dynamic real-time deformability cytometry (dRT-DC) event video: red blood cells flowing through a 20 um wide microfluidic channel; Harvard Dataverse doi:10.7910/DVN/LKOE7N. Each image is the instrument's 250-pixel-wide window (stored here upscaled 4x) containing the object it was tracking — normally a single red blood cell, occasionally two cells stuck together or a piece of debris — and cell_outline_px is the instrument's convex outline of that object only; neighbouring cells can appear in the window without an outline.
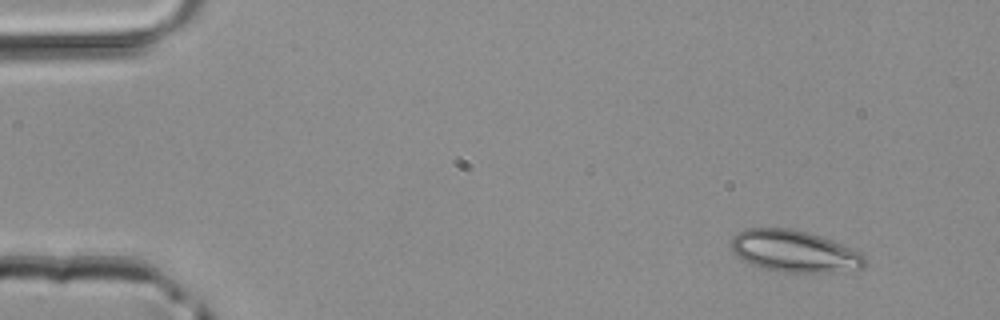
{"species": "common noctule bat (a hibernating species)", "species_latin": "Nyctalus noctula", "temperature_condition": "room temperature", "stored_images_in_passage": 4, "camera_frame_rate_fps": 3000, "um_per_image_px": 0.085, "animal": {"sex": "male", "body_mass_g": 20.4}, "frame": {"image": 1, "passage_image": 1, "time_ms": 0.0, "image_size_px": [1000, 320], "cell_outline_px": [[864, 264], [860, 268], [812, 272], [784, 272], [760, 268], [744, 260], [732, 252], [728, 244], [732, 236], [736, 232], [748, 228], [792, 228], [808, 232], [832, 240], [860, 252], [864, 256]], "centroid_in_image_um": [67.4, 21.32], "position_along_channel_um": 17.6, "area_um2": 32.31}}